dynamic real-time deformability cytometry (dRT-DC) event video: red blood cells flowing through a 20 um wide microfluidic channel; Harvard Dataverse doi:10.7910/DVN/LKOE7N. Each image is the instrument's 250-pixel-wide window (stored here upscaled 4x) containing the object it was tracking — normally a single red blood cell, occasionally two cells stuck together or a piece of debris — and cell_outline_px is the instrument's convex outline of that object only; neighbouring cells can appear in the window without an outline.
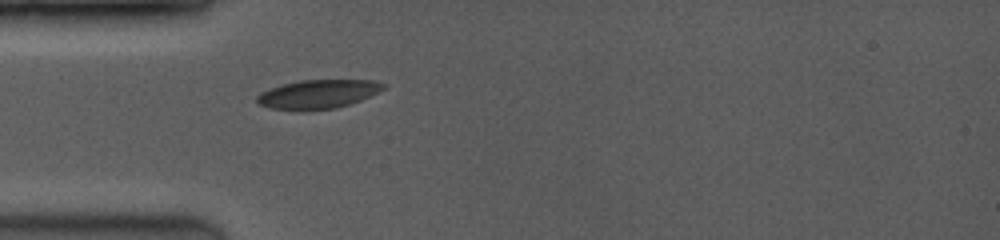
{"species": "common noctule bat (a hibernating species)", "species_latin": "Nyctalus noctula", "temperature_condition": "room temperature", "stored_images_in_passage": 43, "camera_frame_rate_fps": 3500, "um_per_image_px": 0.085, "animal": {"sex": "female", "body_mass_g": 19.0, "forearm_length_mm": 53.3}, "frame": {"image": 1, "passage_image": 1, "time_ms": 0.0, "image_size_px": [1000, 240], "cell_outline_px": [[388, 84], [380, 92], [360, 100], [336, 108], [304, 112], [296, 112], [268, 108], [260, 104], [256, 100], [256, 96], [260, 92], [284, 84], [300, 80], [372, 80]], "centroid_in_image_um": [27.01, 8.03], "position_along_channel_um": 58.0, "area_um2": 21.68}}
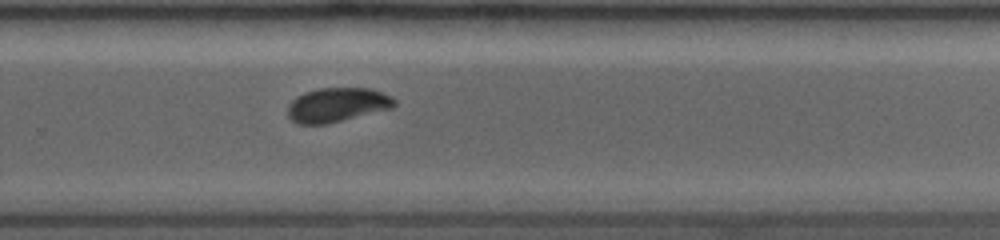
{"frame": {"image": 2, "passage_image": 26, "time_ms": 6.0, "image_size_px": [1000, 240], "cell_outline_px": [[396, 104], [392, 108], [324, 124], [296, 124], [288, 116], [288, 104], [296, 96], [304, 92], [320, 88], [372, 88], [384, 92], [392, 96], [396, 100]], "centroid_in_image_um": [28.66, 8.89], "position_along_channel_um": 301.1, "area_um2": 21.33}}
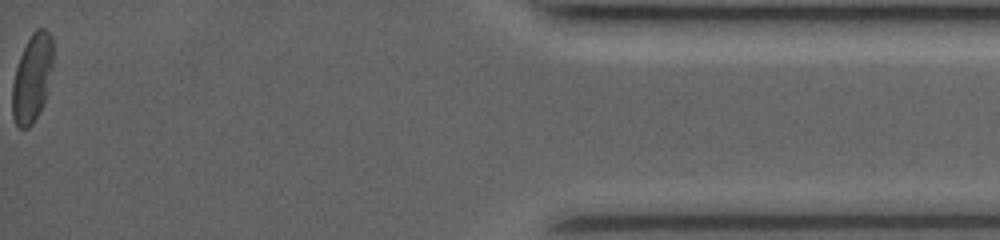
{"frame": {"image": 3, "passage_image": 43, "time_ms": 10.857, "image_size_px": [1000, 240], "cell_outline_px": [[52, 64], [44, 100], [32, 124], [28, 128], [20, 128], [16, 124], [12, 116], [12, 84], [16, 68], [20, 56], [32, 32], [36, 28], [44, 28], [52, 36]], "centroid_in_image_um": [2.7, 6.62], "position_along_channel_um": 432.5, "area_um2": 20.46}, "authors_computed_cell_mechanics": {"area_um2": 21.9062, "velocity_mm_per_s": 4.1049, "shape_relaxation_time_tau1_ms": 3.365, "shape_relaxation_time_tau2_ms": 2.4889, "deformation_change_tau1": 0.0899, "deformation_change_tau2": 0.0359}}